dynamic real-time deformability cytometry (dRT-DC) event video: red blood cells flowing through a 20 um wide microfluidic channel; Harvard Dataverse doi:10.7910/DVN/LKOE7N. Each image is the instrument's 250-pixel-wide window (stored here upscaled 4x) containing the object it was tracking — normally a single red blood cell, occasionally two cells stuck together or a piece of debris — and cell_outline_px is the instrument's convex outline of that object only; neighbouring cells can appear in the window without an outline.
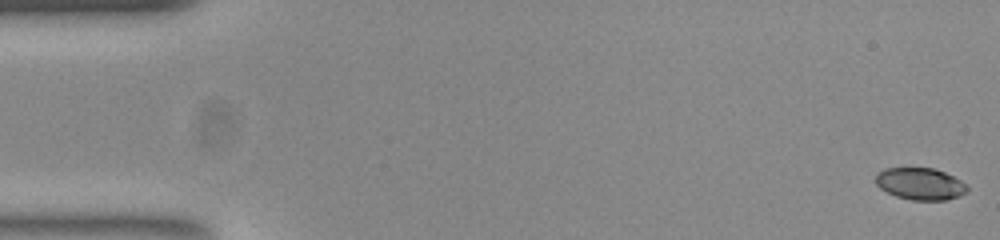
{"species": "common noctule bat (a hibernating species)", "species_latin": "Nyctalus noctula", "temperature_condition": "room temperature", "stored_images_in_passage": 54, "camera_frame_rate_fps": 3000, "um_per_image_px": 0.085, "animal": {"sex": "female", "body_mass_g": 23.0, "forearm_length_mm": 53.4}, "frame": {"image": 1, "passage_image": 1, "time_ms": 0.0, "image_size_px": [1000, 240], "cell_outline_px": [[968, 188], [960, 196], [944, 200], [912, 200], [896, 196], [880, 188], [876, 184], [876, 172], [884, 168], [932, 168], [944, 172], [968, 184]], "centroid_in_image_um": [78.2, 15.62], "position_along_channel_um": 6.8, "area_um2": 16.99}}
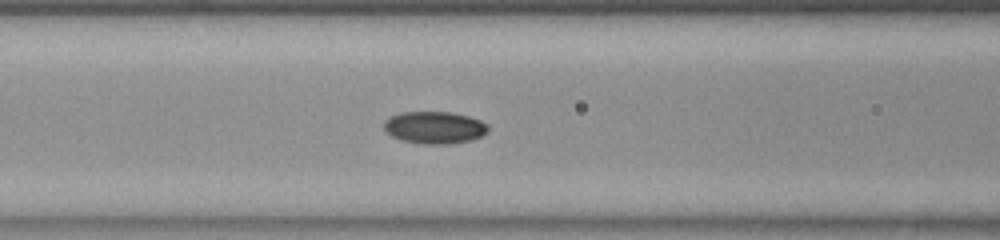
{"frame": {"image": 2, "passage_image": 22, "time_ms": 7.0, "image_size_px": [1000, 240], "cell_outline_px": [[488, 132], [472, 140], [448, 144], [424, 144], [400, 140], [392, 136], [384, 128], [384, 120], [400, 112], [452, 112], [468, 116], [480, 120], [488, 124]], "centroid_in_image_um": [36.94, 10.84], "position_along_channel_um": 129.7, "area_um2": 19.59}}
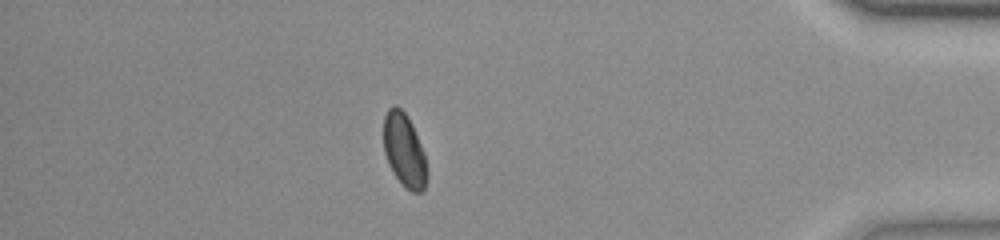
{"frame": {"image": 3, "passage_image": 47, "time_ms": 15.333, "image_size_px": [1000, 240], "cell_outline_px": [[428, 176], [424, 188], [420, 192], [412, 192], [396, 176], [384, 152], [384, 116], [388, 108], [396, 104], [404, 112], [412, 124], [424, 152], [428, 168]], "centroid_in_image_um": [34.39, 12.74], "position_along_channel_um": 400.8, "area_um2": 18.32}, "authors_computed_cell_mechanics": {"area_um2": 18.6983, "velocity_mm_per_s": 3.7946, "shape_relaxation_time_tau1_ms": 3.8038, "shape_relaxation_time_tau2_ms": 3.6972, "deformation_change_tau1": 0.1114, "deformation_change_tau2": 0.0502}}